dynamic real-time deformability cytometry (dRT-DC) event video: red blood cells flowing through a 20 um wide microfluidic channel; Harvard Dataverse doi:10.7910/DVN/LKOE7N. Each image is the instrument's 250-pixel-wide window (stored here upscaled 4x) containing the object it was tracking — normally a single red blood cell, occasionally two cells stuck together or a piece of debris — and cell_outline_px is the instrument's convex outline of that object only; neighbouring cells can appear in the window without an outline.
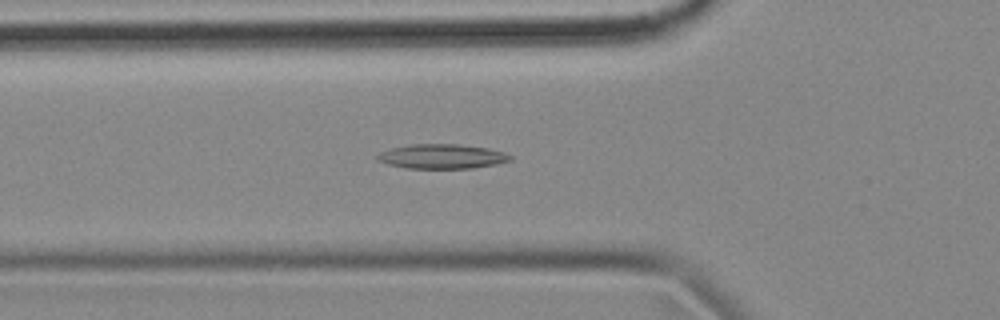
{"species": "common noctule bat (a hibernating species)", "species_latin": "Nyctalus noctula", "temperature_condition": "cold", "stored_images_in_passage": 48, "camera_frame_rate_fps": 3000, "um_per_image_px": 0.085, "animal": {"sex": "female", "body_mass_g": 18.4}, "frame": {"image": 1, "passage_image": 11, "time_ms": 3.333, "image_size_px": [1000, 320], "cell_outline_px": [[512, 160], [496, 164], [472, 168], [408, 168], [388, 164], [376, 160], [376, 156], [380, 152], [392, 148], [412, 144], [460, 144], [488, 148], [504, 152], [512, 156]], "centroid_in_image_um": [37.58, 13.29], "position_along_channel_um": 88.2, "area_um2": 18.96}}
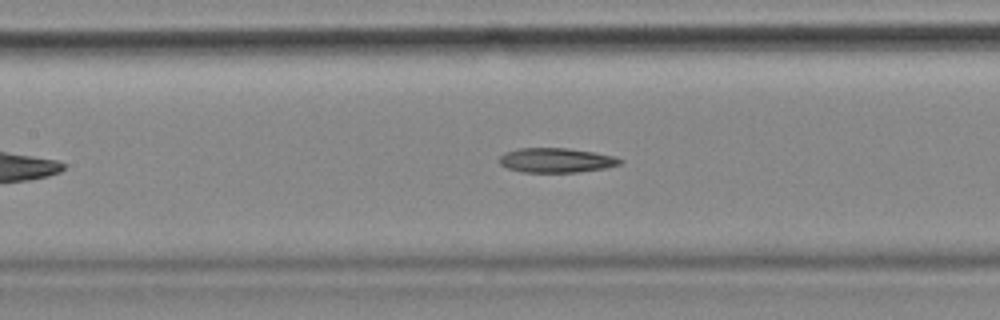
{"frame": {"image": 2, "passage_image": 17, "time_ms": 5.333, "image_size_px": [1000, 320], "cell_outline_px": [[624, 160], [620, 164], [604, 168], [576, 172], [524, 172], [508, 168], [500, 164], [500, 156], [504, 152], [520, 148], [568, 148], [616, 156]], "centroid_in_image_um": [47.28, 13.61], "position_along_channel_um": 160.1, "area_um2": 17.17}}
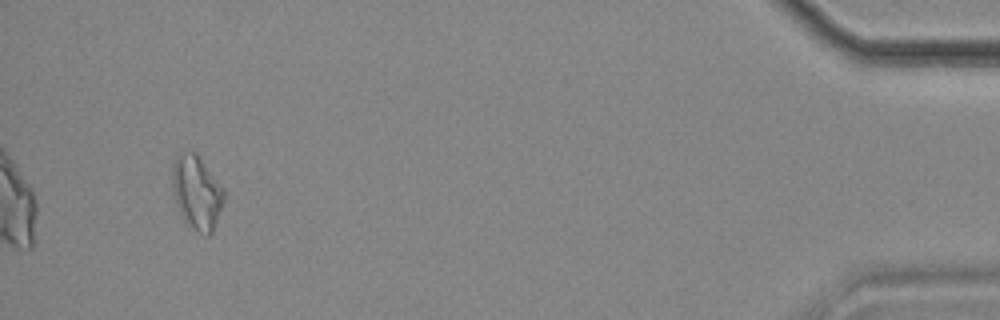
{"frame": {"image": 3, "passage_image": 45, "time_ms": 14.667, "image_size_px": [1000, 320], "cell_outline_px": [[224, 200], [212, 232], [208, 236], [200, 232], [184, 220], [176, 204], [172, 192], [172, 168], [176, 156], [180, 152], [196, 152], [224, 188]], "centroid_in_image_um": [16.71, 16.32], "position_along_channel_um": 418.5, "area_um2": 22.02}}